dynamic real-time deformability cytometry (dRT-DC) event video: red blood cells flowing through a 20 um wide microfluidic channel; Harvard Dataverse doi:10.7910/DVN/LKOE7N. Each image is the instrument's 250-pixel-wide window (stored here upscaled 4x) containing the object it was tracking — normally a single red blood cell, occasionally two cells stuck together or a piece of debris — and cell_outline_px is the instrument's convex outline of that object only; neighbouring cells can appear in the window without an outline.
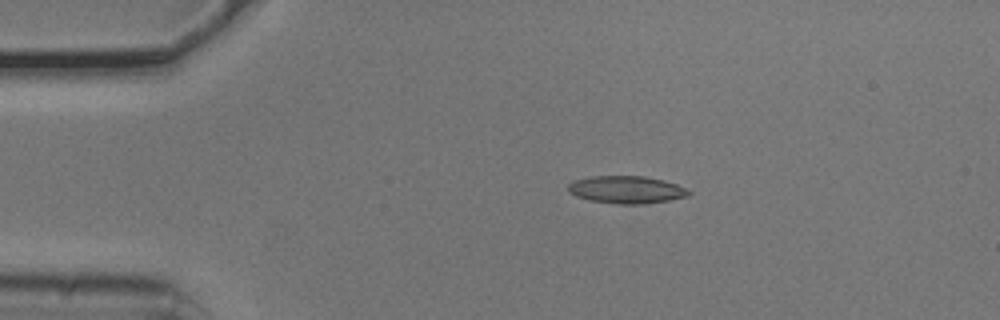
{"species": "common noctule bat (a hibernating species)", "species_latin": "Nyctalus noctula", "temperature_condition": "cold", "stored_images_in_passage": 4, "camera_frame_rate_fps": 3000, "um_per_image_px": 0.085, "animal": {"sex": "male", "body_mass_g": 20.5, "forearm_length_mm": 52.5}, "frame": {"image": 1, "passage_image": 2, "time_ms": 0.333, "image_size_px": [1000, 320], "cell_outline_px": [[692, 192], [688, 196], [668, 200], [644, 204], [616, 204], [592, 200], [576, 196], [568, 192], [568, 184], [576, 180], [588, 176], [644, 176], [664, 180], [676, 184]], "centroid_in_image_um": [53.24, 16.12], "position_along_channel_um": 31.8, "area_um2": 19.25}}
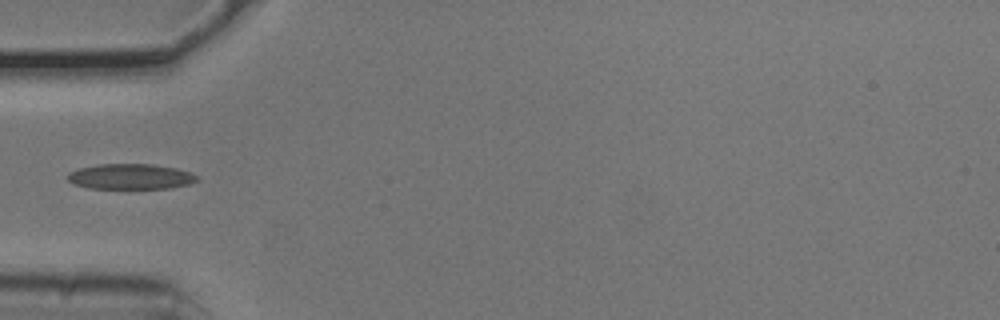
{"frame": {"image": 2, "passage_image": 4, "time_ms": 1.0, "image_size_px": [1000, 320], "cell_outline_px": [[200, 180], [192, 184], [168, 188], [88, 188], [72, 184], [68, 180], [68, 172], [80, 168], [100, 164], [152, 164], [176, 168], [192, 172]], "centroid_in_image_um": [11.13, 15.01], "position_along_channel_um": 73.9, "area_um2": 19.25}}